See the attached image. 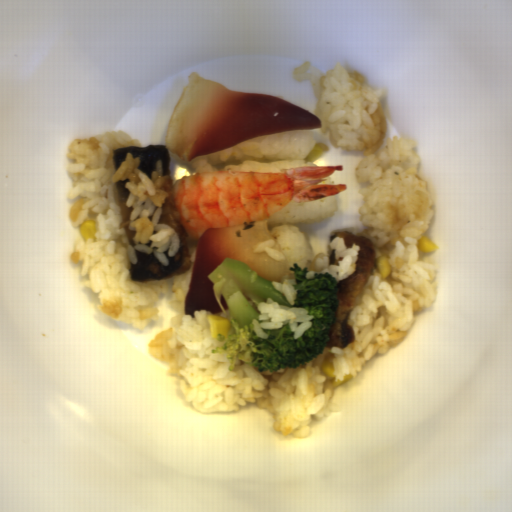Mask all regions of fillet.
<instances>
[{"instance_id": "1", "label": "fillet", "mask_w": 512, "mask_h": 512, "mask_svg": "<svg viewBox=\"0 0 512 512\" xmlns=\"http://www.w3.org/2000/svg\"><path fill=\"white\" fill-rule=\"evenodd\" d=\"M305 109L259 93L230 89L191 72L166 127L165 146L185 162L272 134L321 130Z\"/></svg>"}, {"instance_id": "2", "label": "fillet", "mask_w": 512, "mask_h": 512, "mask_svg": "<svg viewBox=\"0 0 512 512\" xmlns=\"http://www.w3.org/2000/svg\"><path fill=\"white\" fill-rule=\"evenodd\" d=\"M266 219L246 222L224 228H211L202 237L187 242L196 247L189 288L184 300V313L193 318L195 310L211 313L223 311L214 295V284L207 277L224 258L243 261L258 276L269 282L281 281L284 268L268 252H255L260 242L270 240Z\"/></svg>"}]
</instances>
